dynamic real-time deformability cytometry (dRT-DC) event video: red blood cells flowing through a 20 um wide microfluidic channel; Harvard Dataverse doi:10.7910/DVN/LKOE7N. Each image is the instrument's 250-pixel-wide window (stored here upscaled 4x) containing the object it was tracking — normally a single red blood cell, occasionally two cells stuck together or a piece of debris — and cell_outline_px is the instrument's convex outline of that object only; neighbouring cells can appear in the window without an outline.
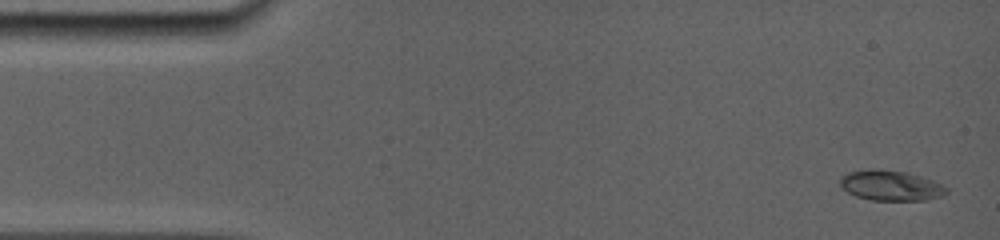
{"species": "common noctule bat (a hibernating species)", "species_latin": "Nyctalus noctula", "temperature_condition": "room temperature", "stored_images_in_passage": 44, "camera_frame_rate_fps": 5000, "um_per_image_px": 0.085, "animal": {"sex": "female", "body_mass_g": 19.0, "forearm_length_mm": 56.7}, "frame": {"image": 1, "passage_image": 1, "time_ms": 0.0, "image_size_px": [1000, 240], "cell_outline_px": [[948, 192], [944, 196], [924, 200], [872, 200], [856, 196], [848, 192], [840, 184], [840, 176], [848, 172], [904, 172], [920, 176], [932, 180], [948, 188]], "centroid_in_image_um": [75.77, 15.83], "position_along_channel_um": 9.2, "area_um2": 17.86}}
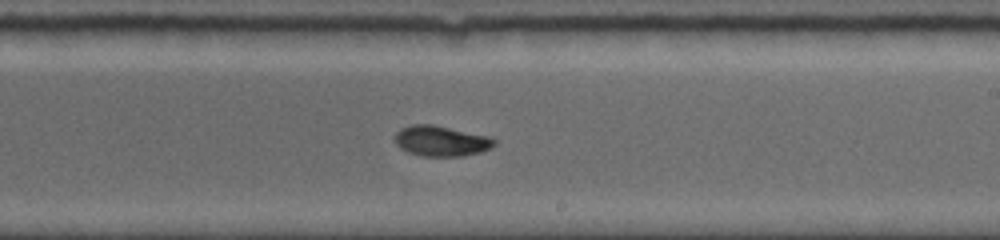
{"frame": {"image": 2, "passage_image": 24, "time_ms": 9.2, "image_size_px": [1000, 240], "cell_outline_px": [[496, 144], [492, 148], [480, 152], [464, 156], [420, 156], [408, 152], [400, 148], [396, 144], [392, 136], [400, 128], [412, 124], [432, 124], [488, 136], [496, 140]], "centroid_in_image_um": [37.46, 11.98], "position_along_channel_um": 251.5, "area_um2": 17.86}}
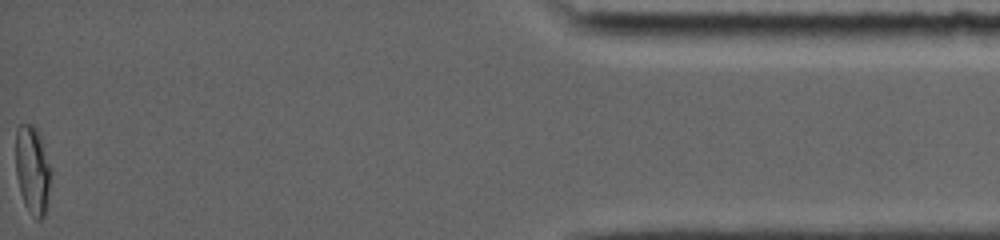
{"frame": {"image": 3, "passage_image": 44, "time_ms": 15.8, "image_size_px": [1000, 240], "cell_outline_px": [[52, 172], [44, 216], [40, 220], [36, 220], [24, 204], [20, 192], [16, 176], [16, 128], [20, 124], [32, 124], [36, 128], [40, 136], [52, 168]], "centroid_in_image_um": [2.77, 14.43], "position_along_channel_um": 432.4, "area_um2": 18.26}, "authors_computed_cell_mechanics": {"area_um2": 17.6579, "velocity_mm_per_s": 3.871, "shape_relaxation_time_tau1_ms": 9.9701, "shape_relaxation_time_tau2_ms": 0.7544, "deformation_change_tau1": 0.2493, "deformation_change_tau2": 0.0327}}